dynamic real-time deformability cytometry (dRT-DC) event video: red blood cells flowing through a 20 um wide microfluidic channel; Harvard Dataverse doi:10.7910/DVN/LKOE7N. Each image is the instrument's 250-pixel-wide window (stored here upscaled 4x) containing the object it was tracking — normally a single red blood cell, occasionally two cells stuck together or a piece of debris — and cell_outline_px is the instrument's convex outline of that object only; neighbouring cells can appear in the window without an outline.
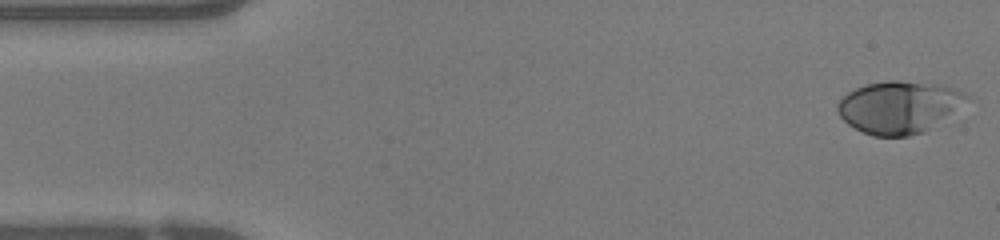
{"species": "human", "species_latin": "Homo sapiens", "temperature_condition": "warm", "stored_images_in_passage": 49, "camera_frame_rate_fps": 3000, "um_per_image_px": 0.085, "donor": {"sex": "female"}, "frame": {"image": 1, "passage_image": 1, "time_ms": 0.0, "image_size_px": [1000, 240], "cell_outline_px": [[968, 96], [924, 132], [908, 136], [872, 136], [848, 124], [840, 116], [836, 108], [836, 104], [848, 92], [856, 88], [868, 84], [888, 80], [900, 80], [952, 88], [964, 92]], "centroid_in_image_um": [76.27, 9.11], "position_along_channel_um": 8.7, "area_um2": 37.8}}
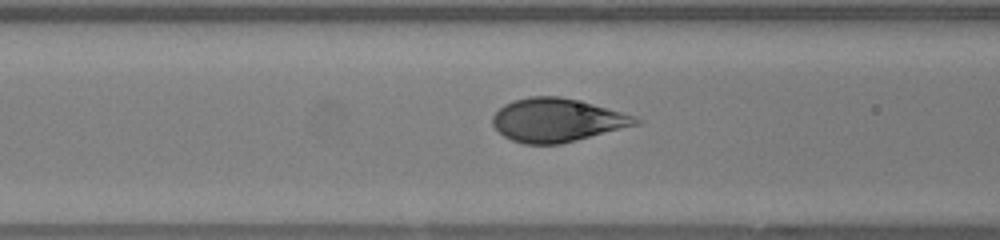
{"frame": {"image": 2, "passage_image": 18, "time_ms": 5.667, "image_size_px": [1000, 240], "cell_outline_px": [[640, 124], [560, 144], [524, 144], [512, 140], [504, 136], [492, 124], [492, 116], [504, 104], [512, 100], [528, 96], [560, 96], [592, 104], [620, 112], [632, 116], [640, 120]], "centroid_in_image_um": [47.29, 10.21], "position_along_channel_um": 119.3, "area_um2": 35.84}}
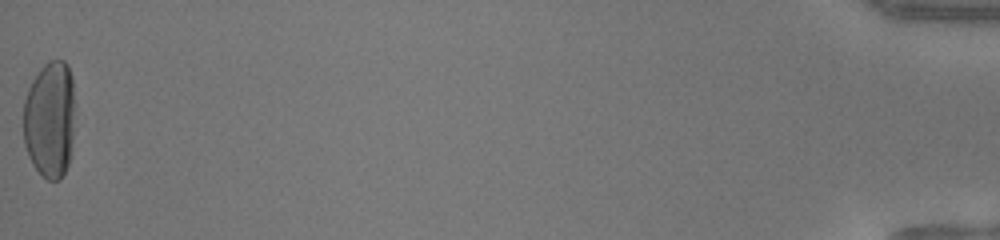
{"frame": {"image": 3, "passage_image": 49, "time_ms": 16.0, "image_size_px": [1000, 240], "cell_outline_px": [[76, 108], [72, 140], [68, 164], [60, 180], [48, 180], [32, 164], [28, 156], [24, 144], [24, 100], [28, 88], [32, 80], [40, 68], [48, 60], [64, 60], [68, 64], [72, 76], [76, 104]], "centroid_in_image_um": [4.26, 10.1], "position_along_channel_um": 430.9, "area_um2": 35.89}}